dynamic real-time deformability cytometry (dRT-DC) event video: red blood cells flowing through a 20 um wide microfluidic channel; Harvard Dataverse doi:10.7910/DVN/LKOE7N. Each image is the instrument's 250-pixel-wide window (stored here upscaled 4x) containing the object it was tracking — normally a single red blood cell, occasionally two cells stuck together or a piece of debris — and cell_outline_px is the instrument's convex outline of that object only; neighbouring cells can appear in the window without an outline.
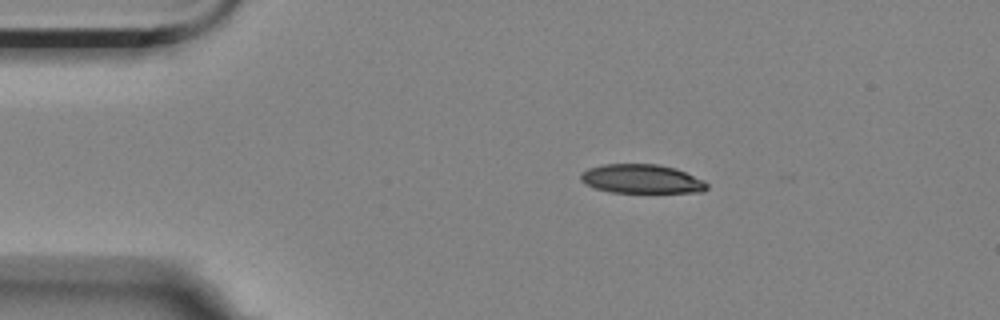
{"species": "Egyptian fruit bat (a non-hibernating species)", "species_latin": "Rousettus aegyptiacus", "temperature_condition": "room temperature", "stored_images_in_passage": 47, "camera_frame_rate_fps": 3000, "um_per_image_px": 0.085, "animal": {"sex": "female"}, "frame": {"image": 1, "passage_image": 1, "time_ms": 0.0, "image_size_px": [1000, 320], "cell_outline_px": [[708, 188], [704, 192], [612, 192], [596, 188], [580, 180], [580, 172], [588, 168], [604, 164], [656, 164], [676, 168], [704, 180], [708, 184]], "centroid_in_image_um": [54.55, 15.2], "position_along_channel_um": 30.4, "area_um2": 21.27}}
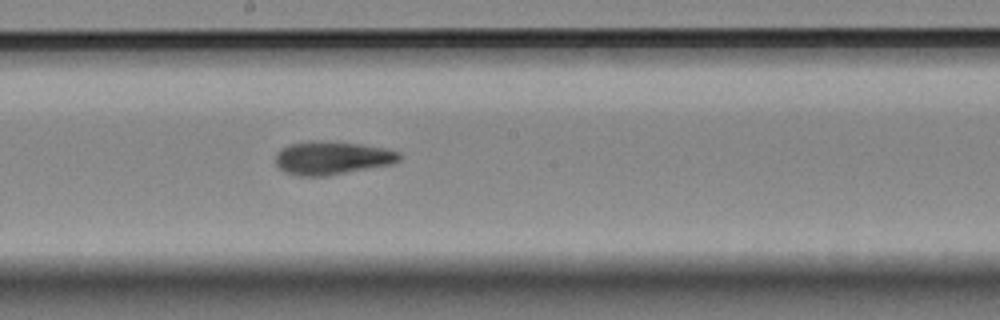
{"frame": {"image": 2, "passage_image": 21, "time_ms": 6.667, "image_size_px": [1000, 320], "cell_outline_px": [[400, 160], [392, 164], [328, 176], [296, 176], [284, 172], [276, 164], [276, 152], [280, 148], [288, 144], [312, 140], [320, 140], [360, 144], [384, 148], [400, 152]], "centroid_in_image_um": [28.18, 13.42], "position_along_channel_um": 220.0, "area_um2": 24.28}}
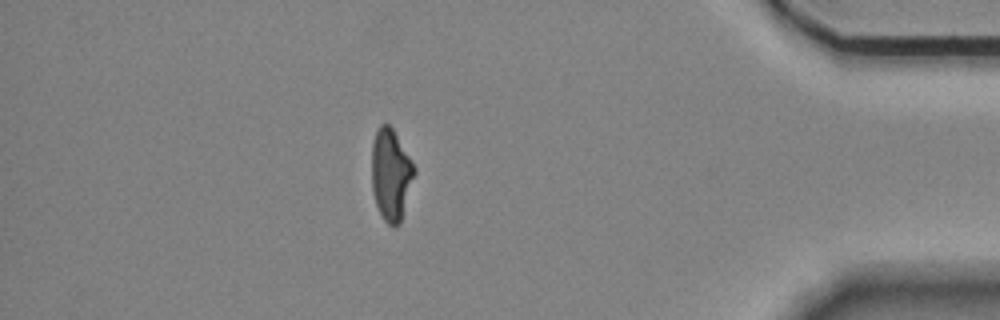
{"frame": {"image": 3, "passage_image": 40, "time_ms": 13.0, "image_size_px": [1000, 320], "cell_outline_px": [[416, 172], [400, 224], [396, 228], [388, 224], [384, 220], [376, 204], [372, 192], [372, 144], [376, 132], [380, 124], [388, 124], [392, 128], [416, 168]], "centroid_in_image_um": [33.23, 14.87], "position_along_channel_um": 402.0, "area_um2": 22.72}, "authors_computed_cell_mechanics": {"area_um2": 23.6402, "velocity_mm_per_s": 3.5204, "shape_relaxation_time_tau1_ms": 8.5317, "shape_relaxation_time_tau2_ms": 3.4213, "deformation_change_tau1": 0.2159, "deformation_change_tau2": 0.1086}}